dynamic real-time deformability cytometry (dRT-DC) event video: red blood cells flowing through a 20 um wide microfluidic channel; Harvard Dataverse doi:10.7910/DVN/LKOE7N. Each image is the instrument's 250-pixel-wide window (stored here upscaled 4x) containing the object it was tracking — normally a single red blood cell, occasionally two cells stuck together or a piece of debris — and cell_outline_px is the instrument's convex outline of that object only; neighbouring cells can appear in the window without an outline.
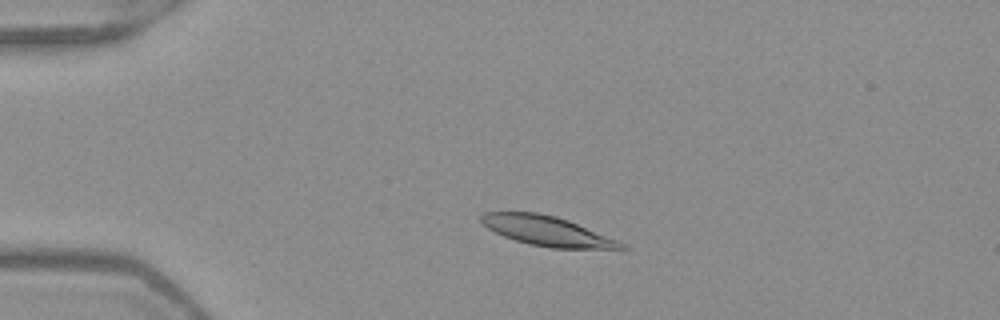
{"species": "Egyptian fruit bat (a non-hibernating species)", "species_latin": "Rousettus aegyptiacus", "temperature_condition": "warm", "stored_images_in_passage": 49, "camera_frame_rate_fps": 3000, "um_per_image_px": 0.085, "frame": {"image": 1, "passage_image": 9, "time_ms": 2.667, "image_size_px": [1000, 320], "cell_outline_px": [[628, 248], [552, 248], [528, 244], [504, 236], [488, 228], [480, 220], [480, 216], [484, 212], [536, 212], [556, 216], [568, 220], [616, 240], [624, 244]], "centroid_in_image_um": [46.44, 19.62], "position_along_channel_um": 38.6, "area_um2": 23.7}}
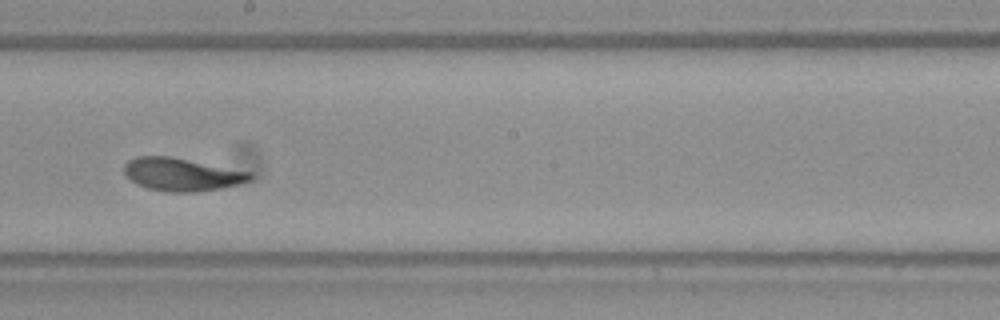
{"frame": {"image": 2, "passage_image": 27, "time_ms": 8.667, "image_size_px": [1000, 320], "cell_outline_px": [[256, 176], [252, 180], [224, 188], [196, 192], [168, 192], [148, 188], [136, 184], [124, 172], [124, 164], [128, 160], [136, 156], [168, 156], [252, 172]], "centroid_in_image_um": [15.49, 14.83], "position_along_channel_um": 232.7, "area_um2": 24.22}}
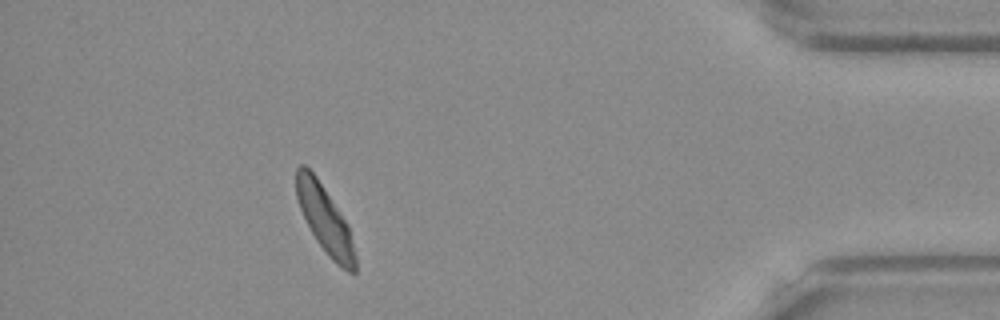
{"frame": {"image": 3, "passage_image": 44, "time_ms": 14.333, "image_size_px": [1000, 320], "cell_outline_px": [[356, 272], [348, 272], [336, 264], [328, 256], [316, 240], [300, 208], [296, 196], [296, 168], [300, 164], [304, 164], [316, 176], [348, 224], [356, 256]], "centroid_in_image_um": [27.62, 18.67], "position_along_channel_um": 407.6, "area_um2": 22.83}, "authors_computed_cell_mechanics": {"area_um2": 24.0448, "velocity_mm_per_s": 3.9197, "shape_relaxation_time_tau1_ms": 2.4845, "shape_relaxation_time_tau2_ms": 0.8158, "deformation_change_tau1": 0.1224, "deformation_change_tau2": 0.0634}}